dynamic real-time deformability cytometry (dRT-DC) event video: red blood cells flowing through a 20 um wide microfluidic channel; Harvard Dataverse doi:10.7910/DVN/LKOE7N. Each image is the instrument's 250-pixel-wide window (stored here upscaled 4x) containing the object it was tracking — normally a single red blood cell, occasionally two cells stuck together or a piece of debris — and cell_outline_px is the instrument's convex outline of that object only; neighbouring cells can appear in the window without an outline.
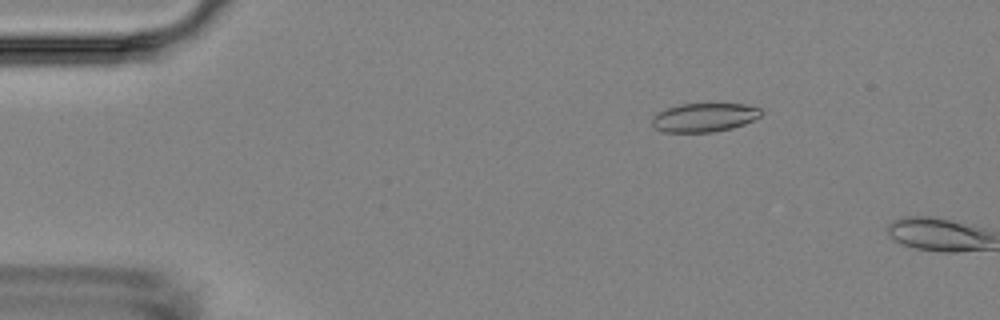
{"species": "Egyptian fruit bat (a non-hibernating species)", "species_latin": "Rousettus aegyptiacus", "temperature_condition": "room temperature", "stored_images_in_passage": 3, "camera_frame_rate_fps": 3000, "um_per_image_px": 0.085, "animal": {"sex": "female"}, "frame": {"image": 1, "passage_image": 2, "time_ms": 1.333, "image_size_px": [1000, 320], "cell_outline_px": [[764, 112], [760, 116], [744, 124], [732, 128], [712, 132], [664, 132], [656, 128], [652, 124], [652, 116], [656, 112], [664, 108], [680, 104], [744, 104], [760, 108]], "centroid_in_image_um": [59.83, 9.97], "position_along_channel_um": 25.2, "area_um2": 18.38}}